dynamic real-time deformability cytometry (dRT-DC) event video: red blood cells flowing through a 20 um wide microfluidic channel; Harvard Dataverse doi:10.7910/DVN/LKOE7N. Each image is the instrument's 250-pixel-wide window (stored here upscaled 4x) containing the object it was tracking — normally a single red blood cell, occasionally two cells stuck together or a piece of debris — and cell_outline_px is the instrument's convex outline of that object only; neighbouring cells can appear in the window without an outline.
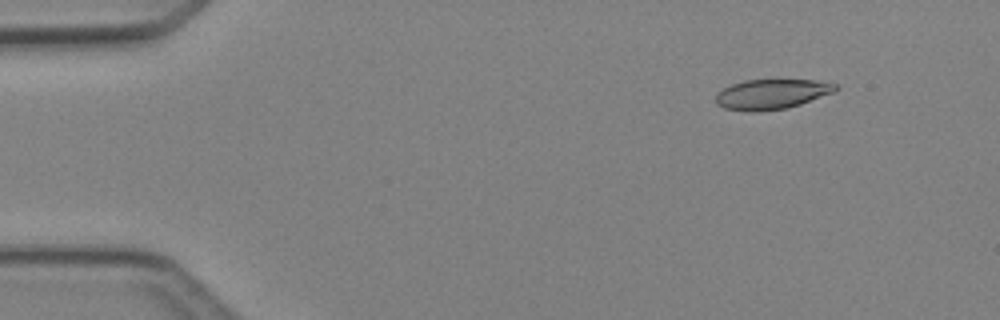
{"species": "Egyptian fruit bat (a non-hibernating species)", "species_latin": "Rousettus aegyptiacus", "temperature_condition": "cold", "stored_images_in_passage": 4, "camera_frame_rate_fps": 3000, "um_per_image_px": 0.085, "animal": {"sex": "female"}, "frame": {"image": 1, "passage_image": 2, "time_ms": 1.0, "image_size_px": [1000, 320], "cell_outline_px": [[840, 88], [832, 92], [800, 104], [788, 108], [756, 112], [748, 112], [724, 108], [716, 104], [716, 96], [724, 88], [732, 84], [744, 80], [816, 80], [836, 84]], "centroid_in_image_um": [65.57, 8.01], "position_along_channel_um": 19.4, "area_um2": 20.81}}